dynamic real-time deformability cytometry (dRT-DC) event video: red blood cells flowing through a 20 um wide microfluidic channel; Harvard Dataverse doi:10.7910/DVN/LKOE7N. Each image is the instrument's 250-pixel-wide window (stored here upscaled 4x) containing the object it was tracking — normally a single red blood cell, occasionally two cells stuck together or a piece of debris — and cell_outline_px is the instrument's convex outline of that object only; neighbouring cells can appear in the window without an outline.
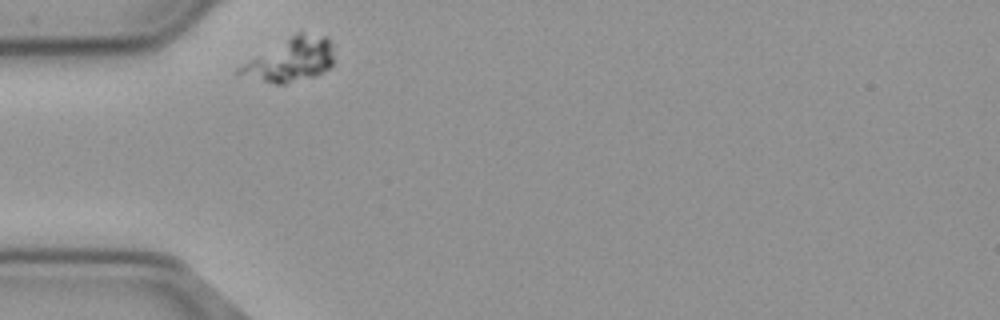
{"species": "common noctule bat (a hibernating species)", "species_latin": "Nyctalus noctula", "temperature_condition": "cold", "stored_images_in_passage": 44, "camera_frame_rate_fps": 3000, "um_per_image_px": 0.085, "animal": {"sex": "male", "body_mass_g": 23.1, "forearm_length_mm": 52.7}, "frame": {"image": 1, "passage_image": 1, "time_ms": 0.0, "image_size_px": [1000, 320], "cell_outline_px": [[332, 64], [328, 68], [312, 76], [284, 84], [276, 84], [236, 76], [236, 68], [292, 36], [300, 32], [324, 36], [328, 40], [332, 56]], "centroid_in_image_um": [24.62, 5.13], "position_along_channel_um": 60.4, "area_um2": 23.0}}
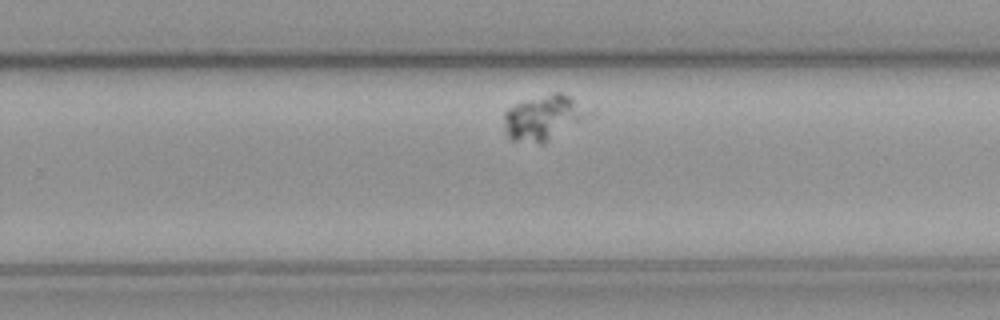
{"frame": {"image": 2, "passage_image": 22, "time_ms": 7.0, "image_size_px": [1000, 320], "cell_outline_px": [[596, 112], [544, 144], [540, 144], [512, 140], [508, 136], [504, 120], [504, 112], [508, 108], [516, 104], [552, 92], [560, 92], [592, 108]], "centroid_in_image_um": [46.27, 10.0], "position_along_channel_um": 283.5, "area_um2": 22.25}}
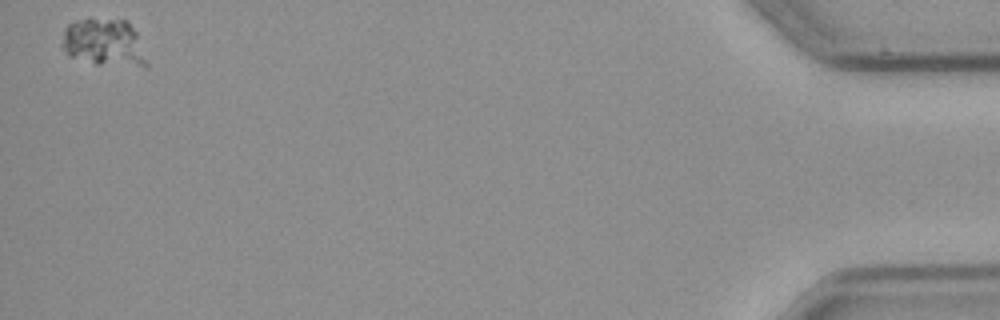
{"frame": {"image": 3, "passage_image": 43, "time_ms": 14.0, "image_size_px": [1000, 320], "cell_outline_px": [[148, 64], [144, 68], [96, 64], [68, 56], [60, 44], [64, 28], [68, 24], [80, 20], [128, 20], [136, 32]], "centroid_in_image_um": [8.84, 3.66], "position_along_channel_um": 426.4, "area_um2": 23.52}}